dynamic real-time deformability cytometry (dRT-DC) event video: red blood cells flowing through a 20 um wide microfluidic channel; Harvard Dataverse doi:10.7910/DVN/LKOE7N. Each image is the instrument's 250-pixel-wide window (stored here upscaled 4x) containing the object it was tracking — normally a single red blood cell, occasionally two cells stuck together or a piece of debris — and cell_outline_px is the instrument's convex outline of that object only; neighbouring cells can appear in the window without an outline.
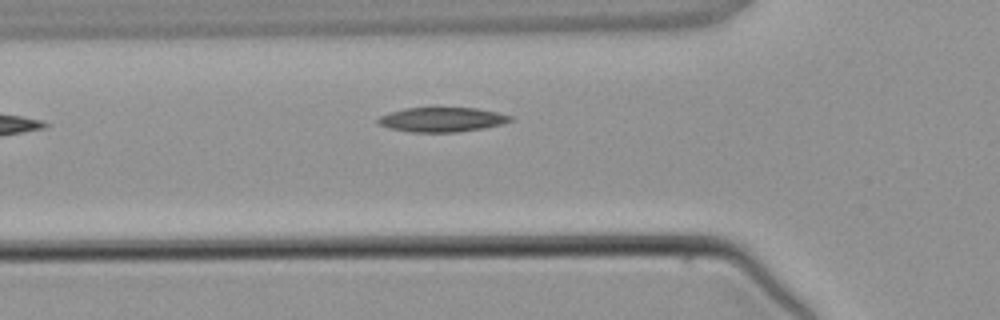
{"species": "common noctule bat (a hibernating species)", "species_latin": "Nyctalus noctula", "temperature_condition": "warm", "stored_images_in_passage": 3, "camera_frame_rate_fps": 3000, "um_per_image_px": 0.085, "animal": {"sex": "male", "body_mass_g": 21.5, "forearm_length_mm": 52.0}, "frame": {"image": 1, "passage_image": 3, "time_ms": 2.667, "image_size_px": [1000, 320], "cell_outline_px": [[512, 120], [504, 124], [484, 128], [460, 132], [408, 132], [388, 128], [376, 124], [376, 120], [380, 116], [404, 108], [476, 108], [496, 112], [512, 116]], "centroid_in_image_um": [37.55, 10.18], "position_along_channel_um": 88.3, "area_um2": 19.02}}